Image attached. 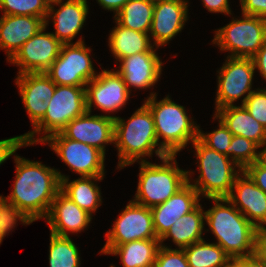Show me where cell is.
Listing matches in <instances>:
<instances>
[{
    "label": "cell",
    "mask_w": 266,
    "mask_h": 267,
    "mask_svg": "<svg viewBox=\"0 0 266 267\" xmlns=\"http://www.w3.org/2000/svg\"><path fill=\"white\" fill-rule=\"evenodd\" d=\"M252 59L255 65V69L260 72L261 76L266 81V42L257 51Z\"/></svg>",
    "instance_id": "43"
},
{
    "label": "cell",
    "mask_w": 266,
    "mask_h": 267,
    "mask_svg": "<svg viewBox=\"0 0 266 267\" xmlns=\"http://www.w3.org/2000/svg\"><path fill=\"white\" fill-rule=\"evenodd\" d=\"M266 193V160L262 157L243 170Z\"/></svg>",
    "instance_id": "38"
},
{
    "label": "cell",
    "mask_w": 266,
    "mask_h": 267,
    "mask_svg": "<svg viewBox=\"0 0 266 267\" xmlns=\"http://www.w3.org/2000/svg\"><path fill=\"white\" fill-rule=\"evenodd\" d=\"M116 26L112 28L108 38V45L116 61L134 54L149 52L154 45L150 35L121 26L115 20Z\"/></svg>",
    "instance_id": "28"
},
{
    "label": "cell",
    "mask_w": 266,
    "mask_h": 267,
    "mask_svg": "<svg viewBox=\"0 0 266 267\" xmlns=\"http://www.w3.org/2000/svg\"><path fill=\"white\" fill-rule=\"evenodd\" d=\"M263 158L266 160V147L263 150Z\"/></svg>",
    "instance_id": "48"
},
{
    "label": "cell",
    "mask_w": 266,
    "mask_h": 267,
    "mask_svg": "<svg viewBox=\"0 0 266 267\" xmlns=\"http://www.w3.org/2000/svg\"><path fill=\"white\" fill-rule=\"evenodd\" d=\"M244 267H266V262L251 255L244 257Z\"/></svg>",
    "instance_id": "45"
},
{
    "label": "cell",
    "mask_w": 266,
    "mask_h": 267,
    "mask_svg": "<svg viewBox=\"0 0 266 267\" xmlns=\"http://www.w3.org/2000/svg\"><path fill=\"white\" fill-rule=\"evenodd\" d=\"M213 119H220L233 135L255 142L262 150L266 147V128L243 105L217 109Z\"/></svg>",
    "instance_id": "24"
},
{
    "label": "cell",
    "mask_w": 266,
    "mask_h": 267,
    "mask_svg": "<svg viewBox=\"0 0 266 267\" xmlns=\"http://www.w3.org/2000/svg\"><path fill=\"white\" fill-rule=\"evenodd\" d=\"M48 144L72 172L79 176H105V155L95 147L66 138L61 132L49 136Z\"/></svg>",
    "instance_id": "11"
},
{
    "label": "cell",
    "mask_w": 266,
    "mask_h": 267,
    "mask_svg": "<svg viewBox=\"0 0 266 267\" xmlns=\"http://www.w3.org/2000/svg\"><path fill=\"white\" fill-rule=\"evenodd\" d=\"M57 172L61 180L60 191L90 215L95 213L102 205V193L96 183L102 181L105 176H81L69 181L68 176L62 174L60 170Z\"/></svg>",
    "instance_id": "25"
},
{
    "label": "cell",
    "mask_w": 266,
    "mask_h": 267,
    "mask_svg": "<svg viewBox=\"0 0 266 267\" xmlns=\"http://www.w3.org/2000/svg\"><path fill=\"white\" fill-rule=\"evenodd\" d=\"M105 237L104 246H118L135 240L158 239L150 208L130 200Z\"/></svg>",
    "instance_id": "12"
},
{
    "label": "cell",
    "mask_w": 266,
    "mask_h": 267,
    "mask_svg": "<svg viewBox=\"0 0 266 267\" xmlns=\"http://www.w3.org/2000/svg\"><path fill=\"white\" fill-rule=\"evenodd\" d=\"M21 221L23 225L33 223L21 210L4 196L0 195V231L3 238L13 231L16 223Z\"/></svg>",
    "instance_id": "34"
},
{
    "label": "cell",
    "mask_w": 266,
    "mask_h": 267,
    "mask_svg": "<svg viewBox=\"0 0 266 267\" xmlns=\"http://www.w3.org/2000/svg\"><path fill=\"white\" fill-rule=\"evenodd\" d=\"M205 225V211L199 204L190 213L178 218L166 234L160 239L163 245L167 239H172L177 249H184L195 242L204 240L202 237Z\"/></svg>",
    "instance_id": "27"
},
{
    "label": "cell",
    "mask_w": 266,
    "mask_h": 267,
    "mask_svg": "<svg viewBox=\"0 0 266 267\" xmlns=\"http://www.w3.org/2000/svg\"><path fill=\"white\" fill-rule=\"evenodd\" d=\"M45 25L31 37L8 61L19 67V74L46 72L58 58L62 43Z\"/></svg>",
    "instance_id": "13"
},
{
    "label": "cell",
    "mask_w": 266,
    "mask_h": 267,
    "mask_svg": "<svg viewBox=\"0 0 266 267\" xmlns=\"http://www.w3.org/2000/svg\"><path fill=\"white\" fill-rule=\"evenodd\" d=\"M160 239L135 240L118 246H103L99 254L120 256L123 267H153ZM110 267H115L110 265Z\"/></svg>",
    "instance_id": "26"
},
{
    "label": "cell",
    "mask_w": 266,
    "mask_h": 267,
    "mask_svg": "<svg viewBox=\"0 0 266 267\" xmlns=\"http://www.w3.org/2000/svg\"><path fill=\"white\" fill-rule=\"evenodd\" d=\"M92 216L60 191L52 201L45 221L49 225L50 233L69 236L68 233L78 234L87 229Z\"/></svg>",
    "instance_id": "22"
},
{
    "label": "cell",
    "mask_w": 266,
    "mask_h": 267,
    "mask_svg": "<svg viewBox=\"0 0 266 267\" xmlns=\"http://www.w3.org/2000/svg\"><path fill=\"white\" fill-rule=\"evenodd\" d=\"M227 199L256 228L266 226V193L244 171L235 179Z\"/></svg>",
    "instance_id": "21"
},
{
    "label": "cell",
    "mask_w": 266,
    "mask_h": 267,
    "mask_svg": "<svg viewBox=\"0 0 266 267\" xmlns=\"http://www.w3.org/2000/svg\"><path fill=\"white\" fill-rule=\"evenodd\" d=\"M148 1L151 2L152 4H157V3L169 1V0H148Z\"/></svg>",
    "instance_id": "47"
},
{
    "label": "cell",
    "mask_w": 266,
    "mask_h": 267,
    "mask_svg": "<svg viewBox=\"0 0 266 267\" xmlns=\"http://www.w3.org/2000/svg\"><path fill=\"white\" fill-rule=\"evenodd\" d=\"M113 145L118 151V169L145 162L154 152L159 159L169 155L158 143L153 116L145 103L128 121L119 116L114 119Z\"/></svg>",
    "instance_id": "2"
},
{
    "label": "cell",
    "mask_w": 266,
    "mask_h": 267,
    "mask_svg": "<svg viewBox=\"0 0 266 267\" xmlns=\"http://www.w3.org/2000/svg\"><path fill=\"white\" fill-rule=\"evenodd\" d=\"M265 42L266 19L246 14L215 30L212 40L220 51H229L228 57L251 59Z\"/></svg>",
    "instance_id": "8"
},
{
    "label": "cell",
    "mask_w": 266,
    "mask_h": 267,
    "mask_svg": "<svg viewBox=\"0 0 266 267\" xmlns=\"http://www.w3.org/2000/svg\"><path fill=\"white\" fill-rule=\"evenodd\" d=\"M23 146H28L23 135L0 140V166Z\"/></svg>",
    "instance_id": "39"
},
{
    "label": "cell",
    "mask_w": 266,
    "mask_h": 267,
    "mask_svg": "<svg viewBox=\"0 0 266 267\" xmlns=\"http://www.w3.org/2000/svg\"><path fill=\"white\" fill-rule=\"evenodd\" d=\"M183 250L189 267H220L229 258L220 245L205 240L195 242Z\"/></svg>",
    "instance_id": "30"
},
{
    "label": "cell",
    "mask_w": 266,
    "mask_h": 267,
    "mask_svg": "<svg viewBox=\"0 0 266 267\" xmlns=\"http://www.w3.org/2000/svg\"><path fill=\"white\" fill-rule=\"evenodd\" d=\"M59 6L55 9L54 6ZM87 0H51L45 25L51 20L55 27L52 34L62 43L70 44L80 33L89 14ZM51 18V19H49Z\"/></svg>",
    "instance_id": "17"
},
{
    "label": "cell",
    "mask_w": 266,
    "mask_h": 267,
    "mask_svg": "<svg viewBox=\"0 0 266 267\" xmlns=\"http://www.w3.org/2000/svg\"><path fill=\"white\" fill-rule=\"evenodd\" d=\"M86 111L85 87L56 85L43 119L32 131L23 134L25 143L28 146L42 143L49 136L61 132L70 121ZM40 134L44 135L41 137ZM36 135L40 138H35Z\"/></svg>",
    "instance_id": "7"
},
{
    "label": "cell",
    "mask_w": 266,
    "mask_h": 267,
    "mask_svg": "<svg viewBox=\"0 0 266 267\" xmlns=\"http://www.w3.org/2000/svg\"><path fill=\"white\" fill-rule=\"evenodd\" d=\"M161 164L139 162L134 202L152 208L167 201L187 183V170L180 169L176 155L162 157Z\"/></svg>",
    "instance_id": "6"
},
{
    "label": "cell",
    "mask_w": 266,
    "mask_h": 267,
    "mask_svg": "<svg viewBox=\"0 0 266 267\" xmlns=\"http://www.w3.org/2000/svg\"><path fill=\"white\" fill-rule=\"evenodd\" d=\"M188 1L169 0L154 4L149 35L155 47L166 45L183 30L189 18Z\"/></svg>",
    "instance_id": "19"
},
{
    "label": "cell",
    "mask_w": 266,
    "mask_h": 267,
    "mask_svg": "<svg viewBox=\"0 0 266 267\" xmlns=\"http://www.w3.org/2000/svg\"><path fill=\"white\" fill-rule=\"evenodd\" d=\"M99 6L108 11H113L114 17L129 0H96Z\"/></svg>",
    "instance_id": "44"
},
{
    "label": "cell",
    "mask_w": 266,
    "mask_h": 267,
    "mask_svg": "<svg viewBox=\"0 0 266 267\" xmlns=\"http://www.w3.org/2000/svg\"><path fill=\"white\" fill-rule=\"evenodd\" d=\"M16 177L12 192L5 197L32 222L45 219L52 201L61 190L58 170L14 155Z\"/></svg>",
    "instance_id": "1"
},
{
    "label": "cell",
    "mask_w": 266,
    "mask_h": 267,
    "mask_svg": "<svg viewBox=\"0 0 266 267\" xmlns=\"http://www.w3.org/2000/svg\"><path fill=\"white\" fill-rule=\"evenodd\" d=\"M79 255V248L70 236H58L50 233V267H79L81 265Z\"/></svg>",
    "instance_id": "31"
},
{
    "label": "cell",
    "mask_w": 266,
    "mask_h": 267,
    "mask_svg": "<svg viewBox=\"0 0 266 267\" xmlns=\"http://www.w3.org/2000/svg\"><path fill=\"white\" fill-rule=\"evenodd\" d=\"M15 84L34 128L43 119L56 84L45 72L19 74Z\"/></svg>",
    "instance_id": "16"
},
{
    "label": "cell",
    "mask_w": 266,
    "mask_h": 267,
    "mask_svg": "<svg viewBox=\"0 0 266 267\" xmlns=\"http://www.w3.org/2000/svg\"><path fill=\"white\" fill-rule=\"evenodd\" d=\"M260 147L253 141L233 135L230 145L227 147L228 156L242 170L263 157V150L257 151Z\"/></svg>",
    "instance_id": "32"
},
{
    "label": "cell",
    "mask_w": 266,
    "mask_h": 267,
    "mask_svg": "<svg viewBox=\"0 0 266 267\" xmlns=\"http://www.w3.org/2000/svg\"><path fill=\"white\" fill-rule=\"evenodd\" d=\"M112 115L84 114L70 121L61 133L68 139L82 142L106 154V145L114 144V119Z\"/></svg>",
    "instance_id": "15"
},
{
    "label": "cell",
    "mask_w": 266,
    "mask_h": 267,
    "mask_svg": "<svg viewBox=\"0 0 266 267\" xmlns=\"http://www.w3.org/2000/svg\"><path fill=\"white\" fill-rule=\"evenodd\" d=\"M200 200L199 193L187 182L167 201L150 208L157 238L161 239L178 218L194 210Z\"/></svg>",
    "instance_id": "20"
},
{
    "label": "cell",
    "mask_w": 266,
    "mask_h": 267,
    "mask_svg": "<svg viewBox=\"0 0 266 267\" xmlns=\"http://www.w3.org/2000/svg\"><path fill=\"white\" fill-rule=\"evenodd\" d=\"M86 107L92 112V107L98 108L106 114L122 109L130 98L122 76L116 70L103 69L85 86Z\"/></svg>",
    "instance_id": "14"
},
{
    "label": "cell",
    "mask_w": 266,
    "mask_h": 267,
    "mask_svg": "<svg viewBox=\"0 0 266 267\" xmlns=\"http://www.w3.org/2000/svg\"><path fill=\"white\" fill-rule=\"evenodd\" d=\"M218 122V128L210 133H204L199 126L198 139L208 148L226 155V150L231 143L233 134L220 119Z\"/></svg>",
    "instance_id": "35"
},
{
    "label": "cell",
    "mask_w": 266,
    "mask_h": 267,
    "mask_svg": "<svg viewBox=\"0 0 266 267\" xmlns=\"http://www.w3.org/2000/svg\"><path fill=\"white\" fill-rule=\"evenodd\" d=\"M220 267H244V257L243 258L229 257Z\"/></svg>",
    "instance_id": "46"
},
{
    "label": "cell",
    "mask_w": 266,
    "mask_h": 267,
    "mask_svg": "<svg viewBox=\"0 0 266 267\" xmlns=\"http://www.w3.org/2000/svg\"><path fill=\"white\" fill-rule=\"evenodd\" d=\"M51 0H0L2 15L35 16L46 20Z\"/></svg>",
    "instance_id": "33"
},
{
    "label": "cell",
    "mask_w": 266,
    "mask_h": 267,
    "mask_svg": "<svg viewBox=\"0 0 266 267\" xmlns=\"http://www.w3.org/2000/svg\"><path fill=\"white\" fill-rule=\"evenodd\" d=\"M153 267H189L183 249L161 245Z\"/></svg>",
    "instance_id": "36"
},
{
    "label": "cell",
    "mask_w": 266,
    "mask_h": 267,
    "mask_svg": "<svg viewBox=\"0 0 266 267\" xmlns=\"http://www.w3.org/2000/svg\"><path fill=\"white\" fill-rule=\"evenodd\" d=\"M3 235H2V233H1V231H0V244L2 243V241H3Z\"/></svg>",
    "instance_id": "49"
},
{
    "label": "cell",
    "mask_w": 266,
    "mask_h": 267,
    "mask_svg": "<svg viewBox=\"0 0 266 267\" xmlns=\"http://www.w3.org/2000/svg\"><path fill=\"white\" fill-rule=\"evenodd\" d=\"M254 255L266 262V226L256 228Z\"/></svg>",
    "instance_id": "41"
},
{
    "label": "cell",
    "mask_w": 266,
    "mask_h": 267,
    "mask_svg": "<svg viewBox=\"0 0 266 267\" xmlns=\"http://www.w3.org/2000/svg\"><path fill=\"white\" fill-rule=\"evenodd\" d=\"M144 100L153 116L158 143L169 155H177L198 138L199 125L169 95L157 101V93L151 92Z\"/></svg>",
    "instance_id": "4"
},
{
    "label": "cell",
    "mask_w": 266,
    "mask_h": 267,
    "mask_svg": "<svg viewBox=\"0 0 266 267\" xmlns=\"http://www.w3.org/2000/svg\"><path fill=\"white\" fill-rule=\"evenodd\" d=\"M255 71L253 59L227 56L225 63L217 71L215 110L234 106V102L242 97L241 105H243L247 97L254 91L252 82Z\"/></svg>",
    "instance_id": "10"
},
{
    "label": "cell",
    "mask_w": 266,
    "mask_h": 267,
    "mask_svg": "<svg viewBox=\"0 0 266 267\" xmlns=\"http://www.w3.org/2000/svg\"><path fill=\"white\" fill-rule=\"evenodd\" d=\"M242 14L266 19V0H240Z\"/></svg>",
    "instance_id": "40"
},
{
    "label": "cell",
    "mask_w": 266,
    "mask_h": 267,
    "mask_svg": "<svg viewBox=\"0 0 266 267\" xmlns=\"http://www.w3.org/2000/svg\"><path fill=\"white\" fill-rule=\"evenodd\" d=\"M153 12L154 4L148 0H129L113 18L121 26L149 34Z\"/></svg>",
    "instance_id": "29"
},
{
    "label": "cell",
    "mask_w": 266,
    "mask_h": 267,
    "mask_svg": "<svg viewBox=\"0 0 266 267\" xmlns=\"http://www.w3.org/2000/svg\"><path fill=\"white\" fill-rule=\"evenodd\" d=\"M203 6L210 13H222L224 15H232L229 0H201Z\"/></svg>",
    "instance_id": "42"
},
{
    "label": "cell",
    "mask_w": 266,
    "mask_h": 267,
    "mask_svg": "<svg viewBox=\"0 0 266 267\" xmlns=\"http://www.w3.org/2000/svg\"><path fill=\"white\" fill-rule=\"evenodd\" d=\"M205 222L225 253L232 258L254 255L256 227L227 199L209 198Z\"/></svg>",
    "instance_id": "3"
},
{
    "label": "cell",
    "mask_w": 266,
    "mask_h": 267,
    "mask_svg": "<svg viewBox=\"0 0 266 267\" xmlns=\"http://www.w3.org/2000/svg\"><path fill=\"white\" fill-rule=\"evenodd\" d=\"M192 146L198 160L199 175L193 181L190 176L194 174L193 171H187V182L196 189L200 197L227 198L235 179L243 170L228 156L208 148L198 138L192 142Z\"/></svg>",
    "instance_id": "5"
},
{
    "label": "cell",
    "mask_w": 266,
    "mask_h": 267,
    "mask_svg": "<svg viewBox=\"0 0 266 267\" xmlns=\"http://www.w3.org/2000/svg\"><path fill=\"white\" fill-rule=\"evenodd\" d=\"M158 47H153L149 52L134 54L122 58L119 69L116 71L122 76L127 89L131 92L136 89H150L162 74L163 63L156 53Z\"/></svg>",
    "instance_id": "18"
},
{
    "label": "cell",
    "mask_w": 266,
    "mask_h": 267,
    "mask_svg": "<svg viewBox=\"0 0 266 267\" xmlns=\"http://www.w3.org/2000/svg\"><path fill=\"white\" fill-rule=\"evenodd\" d=\"M90 52L83 37L75 43L62 44L58 58L45 73L56 85L85 87L98 75Z\"/></svg>",
    "instance_id": "9"
},
{
    "label": "cell",
    "mask_w": 266,
    "mask_h": 267,
    "mask_svg": "<svg viewBox=\"0 0 266 267\" xmlns=\"http://www.w3.org/2000/svg\"><path fill=\"white\" fill-rule=\"evenodd\" d=\"M44 26L45 21L39 17L2 15L0 17V49L5 50L7 62Z\"/></svg>",
    "instance_id": "23"
},
{
    "label": "cell",
    "mask_w": 266,
    "mask_h": 267,
    "mask_svg": "<svg viewBox=\"0 0 266 267\" xmlns=\"http://www.w3.org/2000/svg\"><path fill=\"white\" fill-rule=\"evenodd\" d=\"M243 106L256 121L266 128V89L254 90L247 97Z\"/></svg>",
    "instance_id": "37"
}]
</instances>
